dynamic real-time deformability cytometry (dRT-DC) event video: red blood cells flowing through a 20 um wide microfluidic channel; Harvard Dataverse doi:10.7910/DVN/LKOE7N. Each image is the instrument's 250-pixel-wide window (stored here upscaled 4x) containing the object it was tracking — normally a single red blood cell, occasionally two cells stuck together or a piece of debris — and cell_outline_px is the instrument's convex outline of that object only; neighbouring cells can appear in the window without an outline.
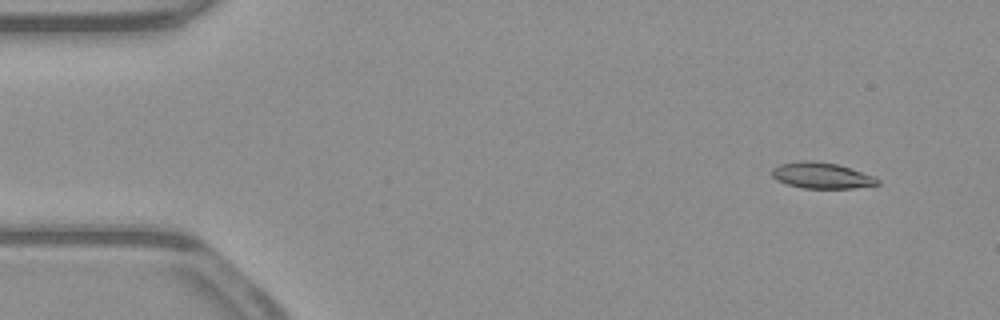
{"species": "common noctule bat (a hibernating species)", "species_latin": "Nyctalus noctula", "temperature_condition": "warm", "stored_images_in_passage": 53, "camera_frame_rate_fps": 3000, "um_per_image_px": 0.085, "animal": {"sex": "male", "body_mass_g": 23.1, "forearm_length_mm": 52.7}, "frame": {"image": 1, "passage_image": 5, "time_ms": 1.333, "image_size_px": [1000, 320], "cell_outline_px": [[880, 184], [856, 188], [800, 188], [776, 180], [772, 176], [772, 168], [780, 164], [796, 160], [812, 160], [836, 164], [876, 176], [880, 180]], "centroid_in_image_um": [69.84, 14.91], "position_along_channel_um": 15.2, "area_um2": 16.18}}
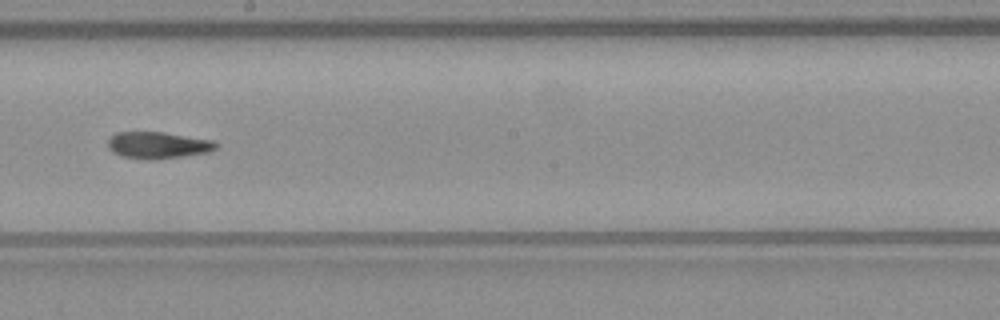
{"frame": {"image": 2, "passage_image": 30, "time_ms": 9.667, "image_size_px": [1000, 320], "cell_outline_px": [[220, 144], [216, 148], [208, 152], [156, 160], [148, 160], [120, 156], [112, 152], [108, 148], [108, 140], [116, 132], [164, 132], [212, 140]], "centroid_in_image_um": [13.41, 12.34], "position_along_channel_um": 234.8, "area_um2": 16.94}}
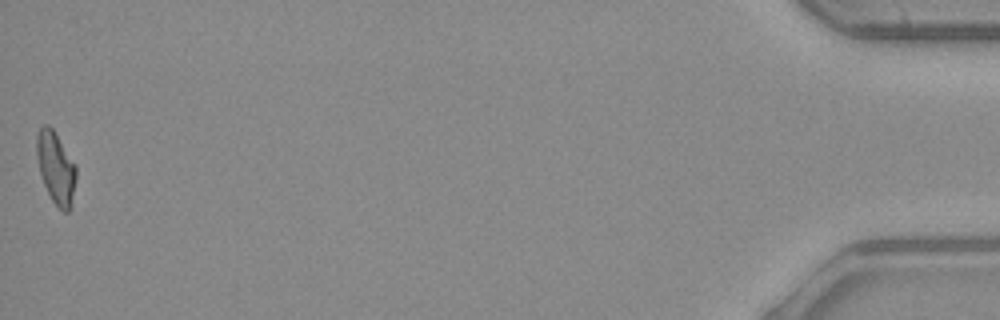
{"frame": {"image": 3, "passage_image": 53, "time_ms": 17.333, "image_size_px": [1000, 320], "cell_outline_px": [[76, 180], [68, 212], [64, 212], [52, 200], [44, 184], [40, 172], [36, 156], [36, 136], [40, 128], [44, 124], [48, 124], [52, 128], [76, 164]], "centroid_in_image_um": [4.74, 14.21], "position_along_channel_um": 430.5, "area_um2": 16.3}, "authors_computed_cell_mechanics": {"area_um2": 16.762, "velocity_mm_per_s": 3.9403, "shape_relaxation_time_tau1_ms": null, "shape_relaxation_time_tau2_ms": 5.7777, "deformation_change_tau1": null, "deformation_change_tau2": 0.1427}}